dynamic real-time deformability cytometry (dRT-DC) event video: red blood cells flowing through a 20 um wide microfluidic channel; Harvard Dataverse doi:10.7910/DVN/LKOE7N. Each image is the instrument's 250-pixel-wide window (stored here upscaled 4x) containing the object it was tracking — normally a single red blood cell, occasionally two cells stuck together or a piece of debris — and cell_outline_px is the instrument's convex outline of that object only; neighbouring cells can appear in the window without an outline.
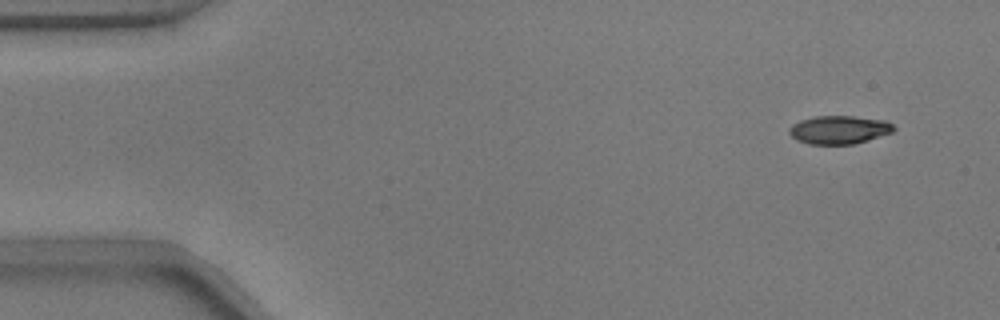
{"species": "common noctule bat (a hibernating species)", "species_latin": "Nyctalus noctula", "temperature_condition": "warm", "stored_images_in_passage": 54, "camera_frame_rate_fps": 3000, "um_per_image_px": 0.085, "animal": {"sex": "male", "body_mass_g": 17.9}, "frame": {"image": 1, "passage_image": 4, "time_ms": 1.0, "image_size_px": [1000, 320], "cell_outline_px": [[896, 128], [892, 132], [852, 144], [808, 144], [796, 140], [788, 132], [788, 128], [792, 124], [800, 120], [812, 116], [852, 116], [888, 120]], "centroid_in_image_um": [71.29, 11.01], "position_along_channel_um": 13.7, "area_um2": 17.28}}
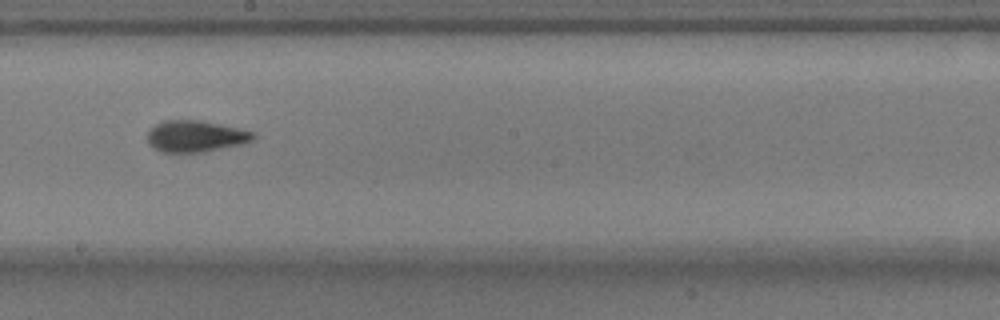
{"frame": {"image": 2, "passage_image": 30, "time_ms": 9.667, "image_size_px": [1000, 320], "cell_outline_px": [[256, 136], [252, 140], [244, 144], [204, 152], [160, 152], [152, 148], [148, 144], [148, 132], [156, 124], [164, 120], [200, 120], [220, 124], [256, 132]], "centroid_in_image_um": [16.64, 11.59], "position_along_channel_um": 231.6, "area_um2": 19.59}}
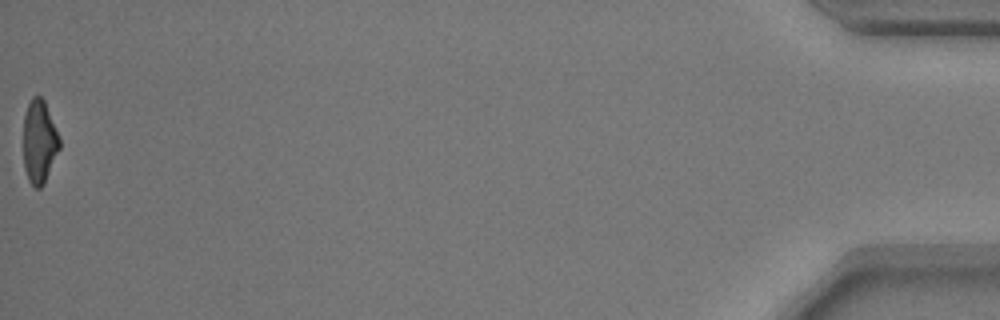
{"frame": {"image": 3, "passage_image": 54, "time_ms": 17.667, "image_size_px": [1000, 320], "cell_outline_px": [[60, 148], [44, 184], [40, 188], [36, 188], [28, 180], [24, 168], [24, 116], [28, 104], [32, 96], [40, 96], [44, 100], [60, 140]], "centroid_in_image_um": [3.34, 12.06], "position_along_channel_um": 431.9, "area_um2": 17.34}, "authors_computed_cell_mechanics": {"area_um2": 18.6983, "velocity_mm_per_s": 3.7615, "shape_relaxation_time_tau1_ms": 3.7238, "shape_relaxation_time_tau2_ms": 1.2287, "deformation_change_tau1": 0.1754, "deformation_change_tau2": 0.0711}}